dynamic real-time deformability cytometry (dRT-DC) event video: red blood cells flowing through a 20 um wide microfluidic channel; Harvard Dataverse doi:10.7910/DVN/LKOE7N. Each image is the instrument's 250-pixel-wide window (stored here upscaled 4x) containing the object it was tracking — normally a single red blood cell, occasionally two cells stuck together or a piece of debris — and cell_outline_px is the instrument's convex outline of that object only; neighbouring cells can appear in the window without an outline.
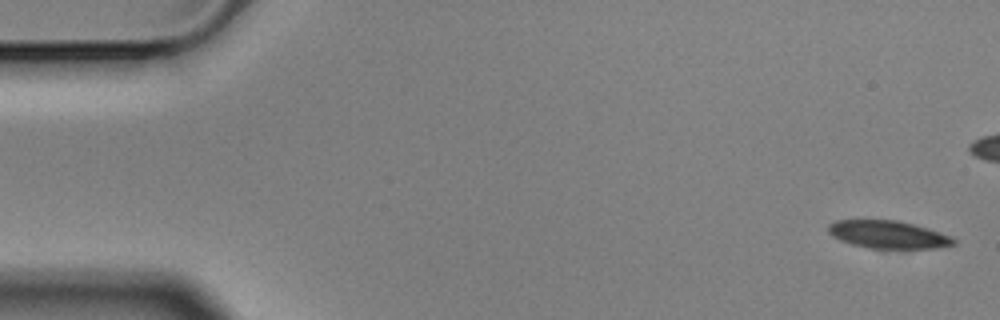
{"species": "Egyptian fruit bat (a non-hibernating species)", "species_latin": "Rousettus aegyptiacus", "temperature_condition": "cold", "stored_images_in_passage": 6, "camera_frame_rate_fps": 3000, "um_per_image_px": 0.085, "animal": {"sex": "male"}, "frame": {"image": 1, "passage_image": 1, "time_ms": 0.0, "image_size_px": [1000, 320], "cell_outline_px": [[956, 244], [936, 248], [868, 248], [852, 244], [840, 240], [832, 236], [828, 232], [828, 224], [836, 220], [896, 220], [928, 228], [952, 236], [956, 240]], "centroid_in_image_um": [75.49, 19.93], "position_along_channel_um": 9.5, "area_um2": 20.23}}
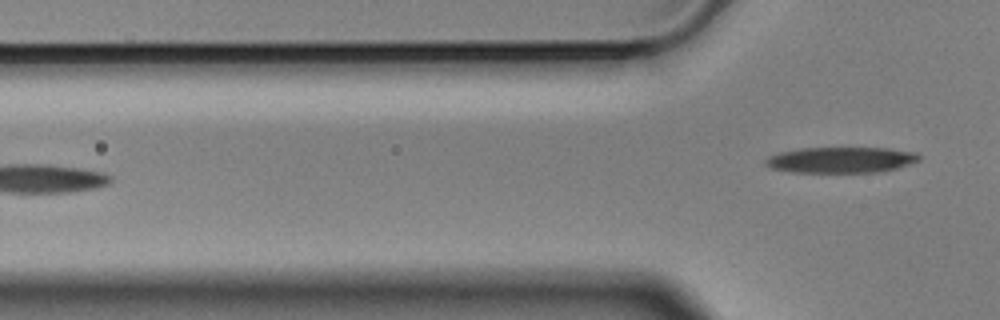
{"frame": {"image": 2, "passage_image": 6, "time_ms": 1.667, "image_size_px": [1000, 320], "cell_outline_px": [[920, 160], [896, 168], [880, 172], [792, 172], [772, 168], [764, 164], [764, 160], [768, 156], [780, 152], [800, 148], [888, 148], [916, 152], [920, 156]], "centroid_in_image_um": [71.47, 13.59], "position_along_channel_um": 54.3, "area_um2": 23.12}}